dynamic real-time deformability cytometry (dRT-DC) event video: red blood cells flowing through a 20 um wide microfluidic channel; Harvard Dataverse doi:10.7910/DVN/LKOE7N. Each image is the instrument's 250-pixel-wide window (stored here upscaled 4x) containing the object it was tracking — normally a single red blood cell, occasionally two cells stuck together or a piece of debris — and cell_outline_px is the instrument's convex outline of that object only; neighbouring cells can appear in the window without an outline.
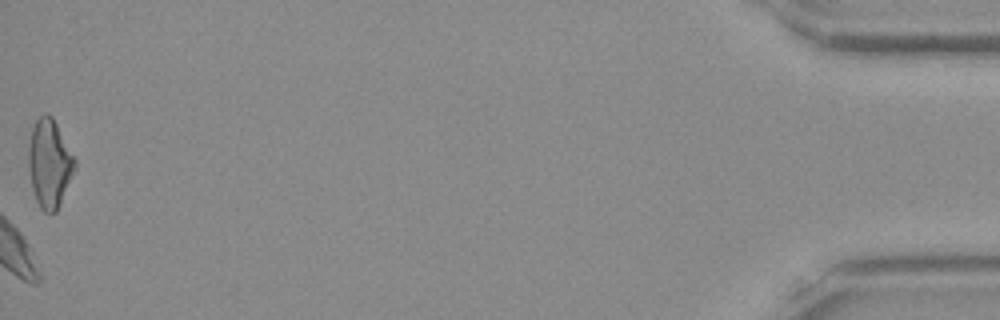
{"species": "Egyptian fruit bat (a non-hibernating species)", "species_latin": "Rousettus aegyptiacus", "temperature_condition": "room temperature", "stored_images_in_passage": 50, "camera_frame_rate_fps": 3000, "um_per_image_px": 0.085, "frame": {"image": 1, "passage_image": 50, "time_ms": 16.333, "image_size_px": [1000, 320], "cell_outline_px": [[76, 168], [56, 212], [44, 212], [40, 208], [36, 200], [32, 188], [28, 168], [28, 144], [32, 128], [36, 120], [44, 112], [52, 116], [76, 160]], "centroid_in_image_um": [4.19, 13.88], "position_along_channel_um": 431.0, "area_um2": 23.81}, "authors_computed_cell_mechanics": {"area_um2": 25.7788, "velocity_mm_per_s": 3.9534, "shape_relaxation_time_tau1_ms": 5.7135, "shape_relaxation_time_tau2_ms": 5.9415, "deformation_change_tau1": 0.1273, "deformation_change_tau2": 0.1439}}